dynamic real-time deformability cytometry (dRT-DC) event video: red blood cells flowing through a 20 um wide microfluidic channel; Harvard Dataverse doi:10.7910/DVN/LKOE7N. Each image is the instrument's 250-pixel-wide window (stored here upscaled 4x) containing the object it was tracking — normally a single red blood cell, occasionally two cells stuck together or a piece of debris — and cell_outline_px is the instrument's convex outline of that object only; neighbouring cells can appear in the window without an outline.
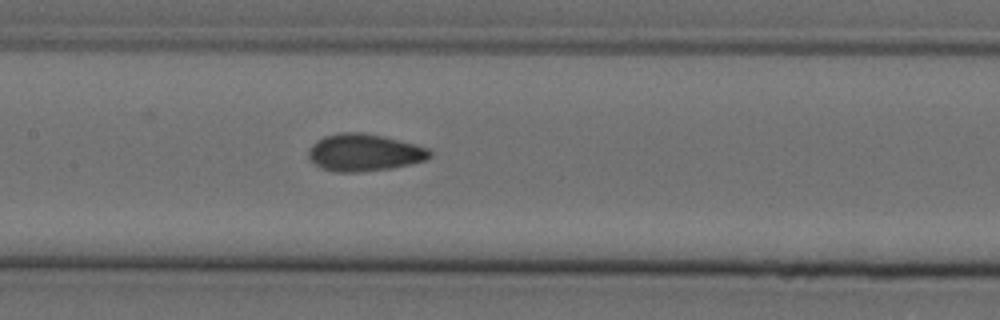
{"species": "Egyptian fruit bat (a non-hibernating species)", "species_latin": "Rousettus aegyptiacus", "temperature_condition": "cold", "stored_images_in_passage": 7, "camera_frame_rate_fps": 3000, "um_per_image_px": 0.085, "animal": {"sex": "female"}, "frame": {"image": 1, "passage_image": 7, "time_ms": 2.0, "image_size_px": [1000, 320], "cell_outline_px": [[432, 156], [424, 160], [392, 168], [360, 172], [336, 172], [320, 168], [308, 156], [308, 148], [316, 140], [324, 136], [340, 132], [364, 132], [384, 136], [416, 144], [428, 148], [432, 152]], "centroid_in_image_um": [30.94, 12.95], "position_along_channel_um": 176.5, "area_um2": 26.47}}